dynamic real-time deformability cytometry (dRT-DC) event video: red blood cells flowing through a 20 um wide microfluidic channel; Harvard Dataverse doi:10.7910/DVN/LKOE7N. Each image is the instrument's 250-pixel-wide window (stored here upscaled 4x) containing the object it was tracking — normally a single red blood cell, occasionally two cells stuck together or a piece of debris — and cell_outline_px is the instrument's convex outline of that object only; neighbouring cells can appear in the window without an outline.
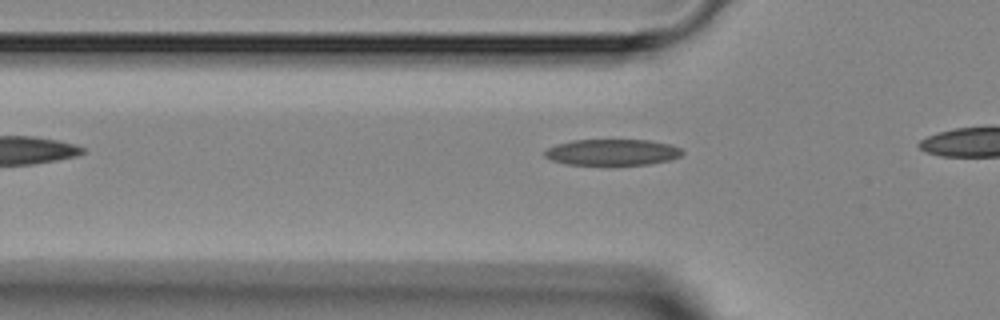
{"species": "Egyptian fruit bat (a non-hibernating species)", "species_latin": "Rousettus aegyptiacus", "temperature_condition": "room temperature", "stored_images_in_passage": 3, "camera_frame_rate_fps": 3000, "um_per_image_px": 0.085, "animal": {"sex": "female"}, "frame": {"image": 1, "passage_image": 2, "time_ms": 1.333, "image_size_px": [1000, 320], "cell_outline_px": [[684, 152], [680, 156], [672, 160], [648, 164], [564, 164], [552, 160], [544, 156], [544, 152], [548, 148], [556, 144], [572, 140], [648, 140], [672, 144], [680, 148]], "centroid_in_image_um": [52.07, 12.93], "position_along_channel_um": 73.7, "area_um2": 20.92}}